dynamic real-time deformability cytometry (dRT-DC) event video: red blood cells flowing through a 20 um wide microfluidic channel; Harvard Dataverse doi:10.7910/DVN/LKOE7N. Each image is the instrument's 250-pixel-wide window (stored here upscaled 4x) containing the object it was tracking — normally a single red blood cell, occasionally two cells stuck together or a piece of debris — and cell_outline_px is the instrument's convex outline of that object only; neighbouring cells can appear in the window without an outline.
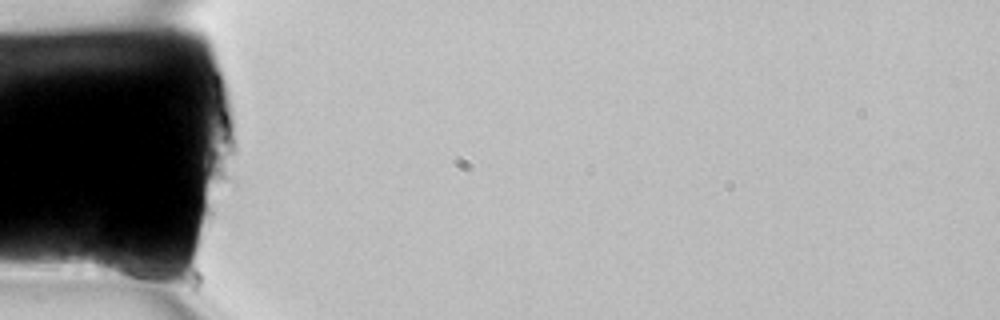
{"species": "common noctule bat (a hibernating species)", "species_latin": "Nyctalus noctula", "temperature_condition": "room temperature", "stored_images_in_passage": 2, "camera_frame_rate_fps": 3000, "um_per_image_px": 0.085, "animal": {"sex": "female", "body_mass_g": 22.7, "forearm_length_mm": 54.2}, "frame": {"image": 1, "passage_image": 1, "time_ms": 0.0, "image_size_px": [1000, 320], "cell_outline_px": [[164, 276], [136, 280], [104, 272], [96, 268], [92, 260], [96, 244], [104, 240], [140, 256]], "centroid_in_image_um": [10.39, 22.31], "position_along_channel_um": 74.6, "area_um2": 11.39}}